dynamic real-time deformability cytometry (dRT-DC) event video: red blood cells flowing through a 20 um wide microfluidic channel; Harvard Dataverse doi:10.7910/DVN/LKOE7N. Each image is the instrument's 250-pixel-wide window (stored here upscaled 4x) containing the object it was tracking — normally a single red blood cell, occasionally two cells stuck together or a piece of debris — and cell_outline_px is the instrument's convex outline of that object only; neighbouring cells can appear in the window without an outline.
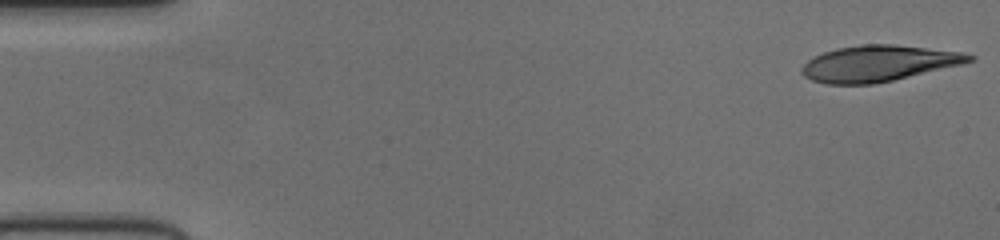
{"species": "human", "species_latin": "Homo sapiens", "temperature_condition": "cold", "stored_images_in_passage": 52, "camera_frame_rate_fps": 3000, "um_per_image_px": 0.085, "donor": {"sex": "female"}, "frame": {"image": 1, "passage_image": 1, "time_ms": 0.0, "image_size_px": [1000, 240], "cell_outline_px": [[976, 56], [972, 60], [960, 64], [892, 80], [872, 84], [828, 84], [812, 80], [804, 76], [800, 72], [800, 68], [808, 60], [824, 52], [836, 48], [860, 44], [892, 44], [960, 52]], "centroid_in_image_um": [74.6, 5.38], "position_along_channel_um": 10.4, "area_um2": 34.62}}
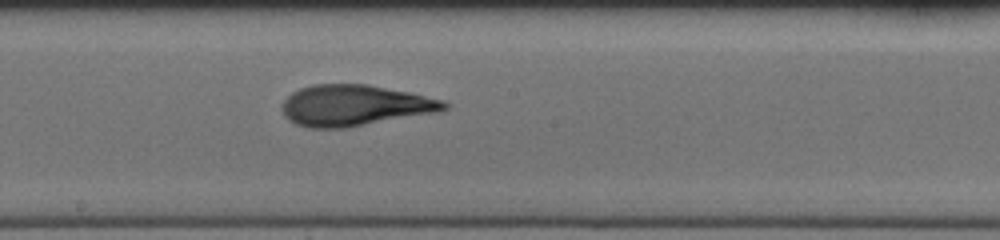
{"frame": {"image": 2, "passage_image": 28, "time_ms": 9.0, "image_size_px": [1000, 240], "cell_outline_px": [[452, 104], [448, 108], [440, 112], [348, 128], [308, 128], [296, 124], [288, 120], [284, 116], [284, 100], [292, 92], [300, 88], [312, 84], [368, 84], [408, 92], [444, 100]], "centroid_in_image_um": [30.2, 8.97], "position_along_channel_um": 218.0, "area_um2": 39.07}}
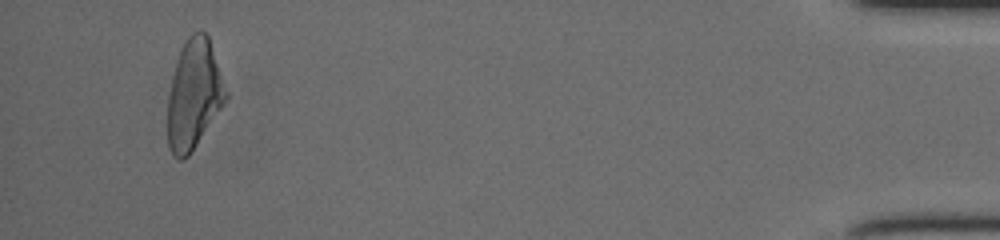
{"frame": {"image": 3, "passage_image": 49, "time_ms": 16.0, "image_size_px": [1000, 240], "cell_outline_px": [[228, 96], [224, 104], [188, 156], [180, 160], [168, 148], [168, 96], [176, 64], [180, 52], [188, 36], [192, 32], [204, 32], [208, 36]], "centroid_in_image_um": [16.48, 8.05], "position_along_channel_um": 418.7, "area_um2": 36.07}}